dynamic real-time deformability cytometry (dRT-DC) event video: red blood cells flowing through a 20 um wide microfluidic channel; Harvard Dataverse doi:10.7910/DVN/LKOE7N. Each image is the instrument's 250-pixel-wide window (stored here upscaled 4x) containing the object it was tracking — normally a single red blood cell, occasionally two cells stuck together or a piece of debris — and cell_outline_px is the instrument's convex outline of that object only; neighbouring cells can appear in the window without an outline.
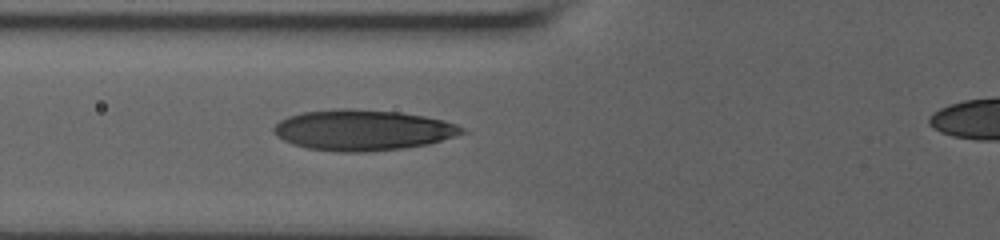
{"species": "human", "species_latin": "Homo sapiens", "temperature_condition": "room temperature", "stored_images_in_passage": 7, "camera_frame_rate_fps": 3000, "um_per_image_px": 0.085, "donor": {"sex": "male"}, "frame": {"image": 1, "passage_image": 7, "time_ms": 4.333, "image_size_px": [1000, 240], "cell_outline_px": [[468, 132], [456, 136], [428, 144], [404, 148], [368, 152], [340, 152], [308, 148], [292, 144], [276, 136], [272, 132], [272, 128], [280, 120], [288, 116], [300, 112], [340, 108], [348, 108], [400, 112], [424, 116], [444, 120], [456, 124], [464, 128]], "centroid_in_image_um": [30.83, 11.05], "position_along_channel_um": 95.0, "area_um2": 44.97}}